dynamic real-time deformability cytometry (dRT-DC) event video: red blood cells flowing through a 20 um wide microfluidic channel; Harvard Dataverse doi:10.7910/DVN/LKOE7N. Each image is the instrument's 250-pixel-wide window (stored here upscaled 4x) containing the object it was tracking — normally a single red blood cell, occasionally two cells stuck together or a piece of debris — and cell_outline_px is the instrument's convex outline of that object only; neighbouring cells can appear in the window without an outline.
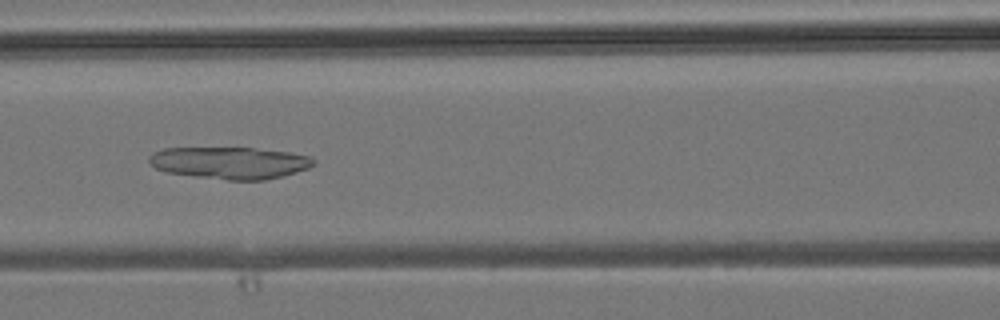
{"species": "common noctule bat (a hibernating species)", "species_latin": "Nyctalus noctula", "temperature_condition": "room temperature", "stored_images_in_passage": 39, "camera_frame_rate_fps": 3000, "um_per_image_px": 0.085, "animal": {"sex": "male", "body_mass_g": 19.2, "forearm_length_mm": 51.8}, "frame": {"image": 1, "passage_image": 14, "time_ms": 4.333, "image_size_px": [1000, 320], "cell_outline_px": [[316, 164], [308, 168], [296, 172], [264, 180], [228, 180], [164, 172], [148, 164], [148, 156], [152, 152], [164, 148], [252, 148], [292, 152], [308, 156], [316, 160]], "centroid_in_image_um": [19.51, 13.83], "position_along_channel_um": 147.1, "area_um2": 30.81}}
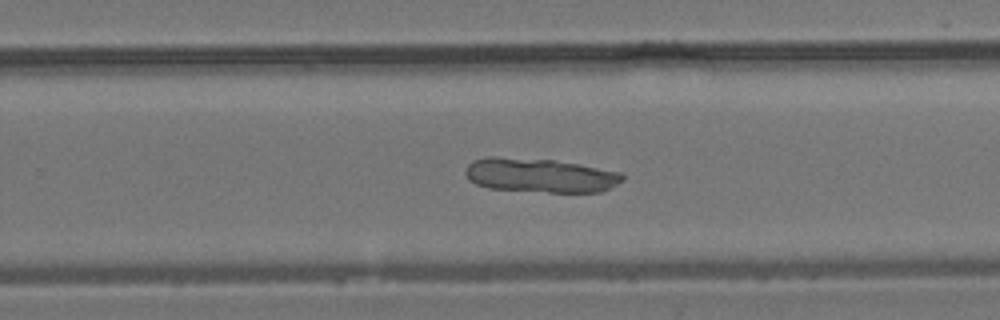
{"frame": {"image": 2, "passage_image": 23, "time_ms": 7.333, "image_size_px": [1000, 320], "cell_outline_px": [[624, 180], [612, 188], [600, 192], [548, 192], [488, 188], [476, 184], [468, 180], [464, 172], [468, 164], [472, 160], [488, 156], [496, 156], [552, 160], [576, 164], [620, 172], [624, 176]], "centroid_in_image_um": [45.87, 14.91], "position_along_channel_um": 283.9, "area_um2": 31.39}}
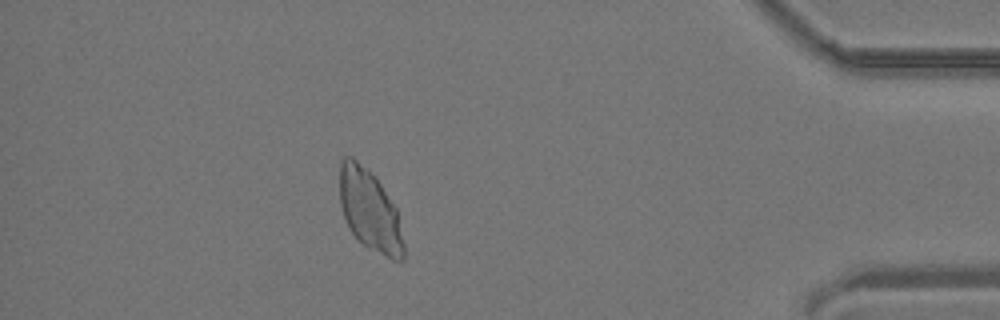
{"frame": {"image": 3, "passage_image": 34, "time_ms": 11.0, "image_size_px": [1000, 320], "cell_outline_px": [[404, 260], [392, 260], [368, 248], [348, 228], [340, 204], [340, 160], [344, 156], [352, 156], [368, 168], [376, 176], [396, 208], [404, 244]], "centroid_in_image_um": [31.42, 17.85], "position_along_channel_um": 403.8, "area_um2": 30.4}}